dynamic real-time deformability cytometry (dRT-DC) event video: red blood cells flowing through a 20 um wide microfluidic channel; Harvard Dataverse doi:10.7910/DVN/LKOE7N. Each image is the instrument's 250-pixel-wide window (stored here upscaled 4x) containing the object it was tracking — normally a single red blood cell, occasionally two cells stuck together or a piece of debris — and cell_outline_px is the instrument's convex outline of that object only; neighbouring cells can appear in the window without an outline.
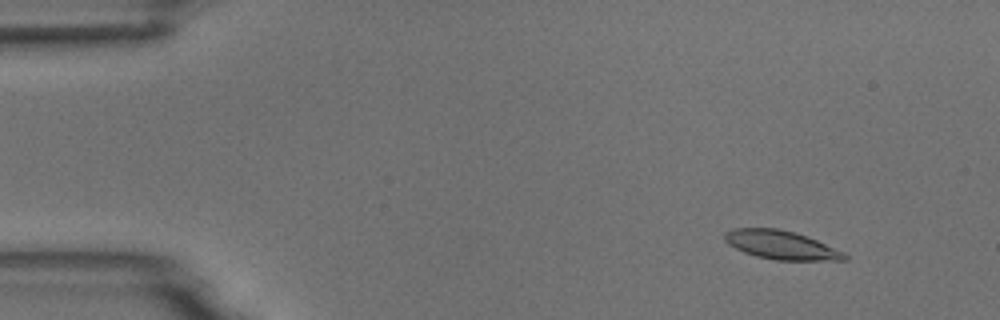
{"species": "common noctule bat (a hibernating species)", "species_latin": "Nyctalus noctula", "temperature_condition": "room temperature", "stored_images_in_passage": 5, "camera_frame_rate_fps": 3000, "um_per_image_px": 0.085, "animal": {"sex": "male", "body_mass_g": 18.8}, "frame": {"image": 1, "passage_image": 2, "time_ms": 1.0, "image_size_px": [1000, 320], "cell_outline_px": [[848, 260], [776, 260], [756, 256], [744, 252], [728, 244], [724, 240], [724, 232], [732, 228], [776, 228], [796, 232], [816, 240], [844, 252], [848, 256]], "centroid_in_image_um": [66.37, 20.82], "position_along_channel_um": 18.6, "area_um2": 20.0}}
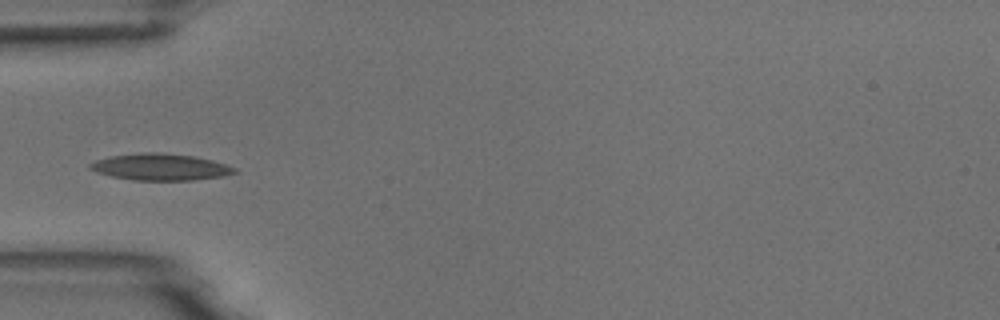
{"frame": {"image": 2, "passage_image": 5, "time_ms": 5.0, "image_size_px": [1000, 320], "cell_outline_px": [[240, 172], [224, 176], [192, 180], [132, 180], [112, 176], [96, 172], [88, 168], [88, 164], [96, 160], [108, 156], [144, 152], [160, 152], [196, 156], [212, 160], [236, 168]], "centroid_in_image_um": [13.63, 14.19], "position_along_channel_um": 71.4, "area_um2": 22.6}}